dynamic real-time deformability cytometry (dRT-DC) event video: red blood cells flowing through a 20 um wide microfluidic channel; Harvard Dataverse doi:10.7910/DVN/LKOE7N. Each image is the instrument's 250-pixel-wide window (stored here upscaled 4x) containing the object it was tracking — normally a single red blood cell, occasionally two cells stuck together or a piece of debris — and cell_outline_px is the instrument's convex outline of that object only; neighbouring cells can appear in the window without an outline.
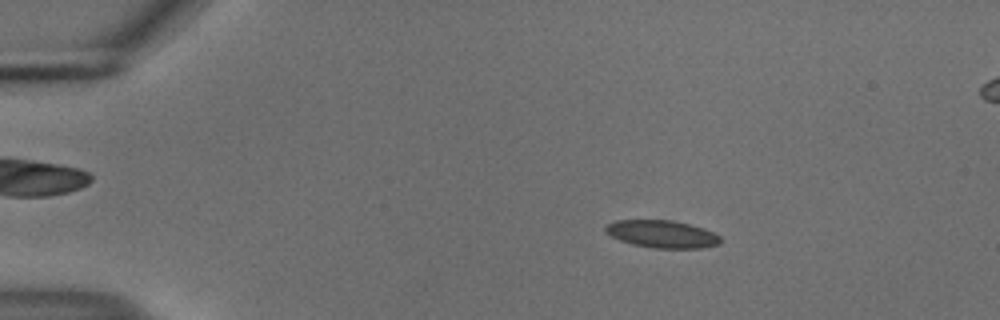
{"species": "common noctule bat (a hibernating species)", "species_latin": "Nyctalus noctula", "temperature_condition": "cold", "stored_images_in_passage": 55, "camera_frame_rate_fps": 3000, "um_per_image_px": 0.085, "animal": {"sex": "male", "body_mass_g": 18.8}, "frame": {"image": 1, "passage_image": 10, "time_ms": 3.0, "image_size_px": [1000, 320], "cell_outline_px": [[720, 244], [700, 248], [652, 248], [632, 244], [620, 240], [604, 232], [604, 228], [608, 224], [616, 220], [672, 220], [704, 228], [720, 236]], "centroid_in_image_um": [56.26, 19.89], "position_along_channel_um": 28.7, "area_um2": 18.38}}
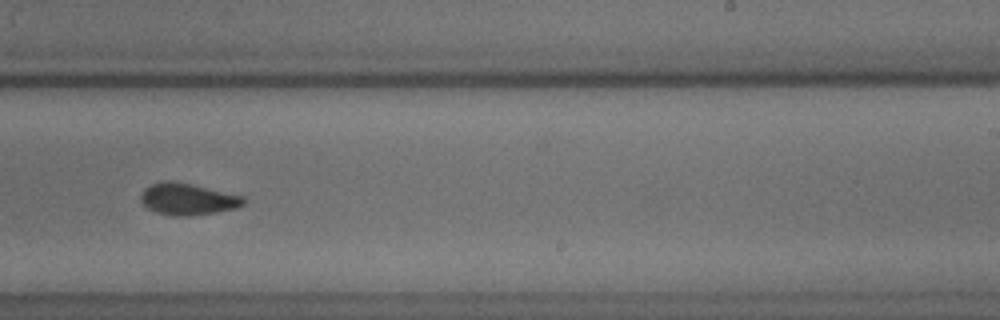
{"frame": {"image": 2, "passage_image": 35, "time_ms": 11.333, "image_size_px": [1000, 320], "cell_outline_px": [[244, 204], [236, 208], [216, 212], [188, 216], [180, 216], [156, 212], [148, 208], [140, 200], [140, 196], [144, 188], [160, 180], [168, 180], [192, 184], [244, 196]], "centroid_in_image_um": [15.94, 16.91], "position_along_channel_um": 273.1, "area_um2": 18.9}}
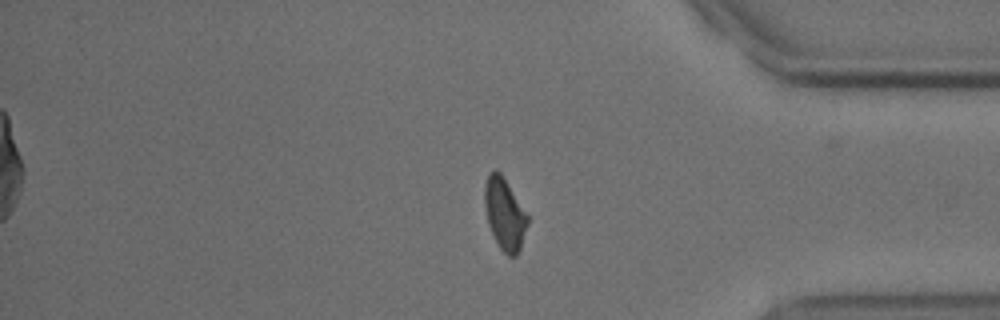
{"frame": {"image": 3, "passage_image": 46, "time_ms": 15.0, "image_size_px": [1000, 320], "cell_outline_px": [[528, 224], [520, 248], [516, 256], [508, 256], [500, 248], [488, 224], [484, 204], [484, 184], [488, 172], [496, 168], [500, 172], [528, 216]], "centroid_in_image_um": [42.87, 18.16], "position_along_channel_um": 392.3, "area_um2": 17.8}, "authors_computed_cell_mechanics": {"area_um2": 18.7272, "velocity_mm_per_s": 3.7309, "shape_relaxation_time_tau1_ms": 5.7601, "shape_relaxation_time_tau2_ms": 2.0778, "deformation_change_tau1": 0.1249, "deformation_change_tau2": 0.0644}}